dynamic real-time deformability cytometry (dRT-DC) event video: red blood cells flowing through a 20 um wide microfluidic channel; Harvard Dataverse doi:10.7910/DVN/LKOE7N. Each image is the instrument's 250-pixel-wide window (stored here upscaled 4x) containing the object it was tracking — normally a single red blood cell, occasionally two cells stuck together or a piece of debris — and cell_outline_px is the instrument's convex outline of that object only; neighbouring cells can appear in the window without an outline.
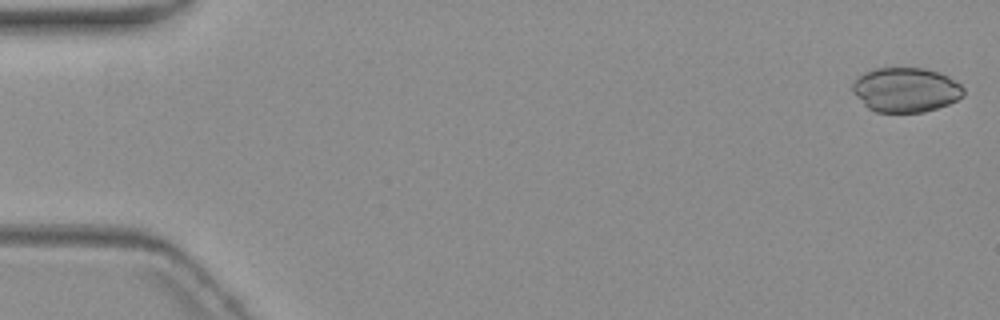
{"species": "common noctule bat (a hibernating species)", "species_latin": "Nyctalus noctula", "temperature_condition": "warm", "stored_images_in_passage": 6, "camera_frame_rate_fps": 3000, "um_per_image_px": 0.085, "animal": {"sex": "female", "body_mass_g": 19.3, "forearm_length_mm": 54.1}, "frame": {"image": 1, "passage_image": 1, "time_ms": 0.0, "image_size_px": [1000, 320], "cell_outline_px": [[964, 96], [948, 104], [924, 112], [876, 112], [868, 108], [852, 92], [852, 84], [856, 76], [872, 68], [924, 68], [948, 76], [960, 84], [964, 88]], "centroid_in_image_um": [76.96, 7.63], "position_along_channel_um": 8.0, "area_um2": 28.96}}